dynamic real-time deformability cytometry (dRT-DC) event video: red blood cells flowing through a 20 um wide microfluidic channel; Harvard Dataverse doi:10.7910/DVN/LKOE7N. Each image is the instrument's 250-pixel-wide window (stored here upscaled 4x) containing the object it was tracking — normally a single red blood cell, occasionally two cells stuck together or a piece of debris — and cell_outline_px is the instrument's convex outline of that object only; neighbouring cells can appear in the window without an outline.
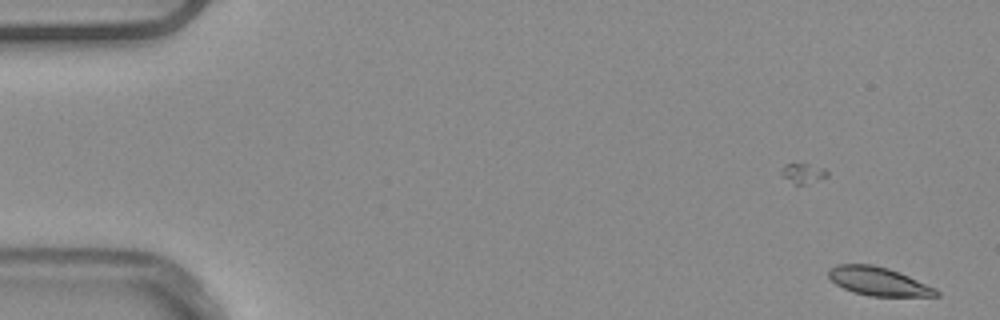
{"species": "common noctule bat (a hibernating species)", "species_latin": "Nyctalus noctula", "temperature_condition": "warm", "stored_images_in_passage": 15, "camera_frame_rate_fps": 3000, "um_per_image_px": 0.085, "animal": {"sex": "male", "body_mass_g": 20.4}, "frame": {"image": 1, "passage_image": 1, "time_ms": 0.0, "image_size_px": [1000, 320], "cell_outline_px": [[940, 296], [868, 296], [852, 292], [836, 284], [828, 276], [828, 268], [836, 264], [872, 264], [888, 268], [900, 272], [936, 288], [940, 292]], "centroid_in_image_um": [74.66, 23.91], "position_along_channel_um": 10.3, "area_um2": 18.03}}